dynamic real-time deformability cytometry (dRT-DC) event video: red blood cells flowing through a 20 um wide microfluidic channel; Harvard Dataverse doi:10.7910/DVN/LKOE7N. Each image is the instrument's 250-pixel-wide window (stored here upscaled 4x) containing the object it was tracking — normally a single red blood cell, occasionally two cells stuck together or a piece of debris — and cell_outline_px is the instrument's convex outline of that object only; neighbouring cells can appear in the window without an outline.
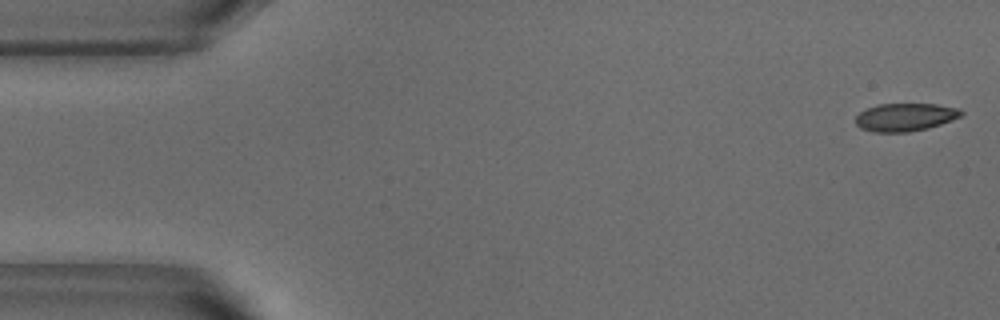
{"species": "common noctule bat (a hibernating species)", "species_latin": "Nyctalus noctula", "temperature_condition": "warm", "stored_images_in_passage": 9, "camera_frame_rate_fps": 3000, "um_per_image_px": 0.085, "animal": {"sex": "male", "body_mass_g": 18.8}, "frame": {"image": 1, "passage_image": 1, "time_ms": 0.0, "image_size_px": [1000, 320], "cell_outline_px": [[964, 112], [960, 116], [940, 124], [928, 128], [908, 132], [872, 132], [860, 128], [856, 124], [856, 116], [860, 112], [876, 104], [936, 104], [960, 108]], "centroid_in_image_um": [76.93, 9.95], "position_along_channel_um": 8.1, "area_um2": 17.17}}